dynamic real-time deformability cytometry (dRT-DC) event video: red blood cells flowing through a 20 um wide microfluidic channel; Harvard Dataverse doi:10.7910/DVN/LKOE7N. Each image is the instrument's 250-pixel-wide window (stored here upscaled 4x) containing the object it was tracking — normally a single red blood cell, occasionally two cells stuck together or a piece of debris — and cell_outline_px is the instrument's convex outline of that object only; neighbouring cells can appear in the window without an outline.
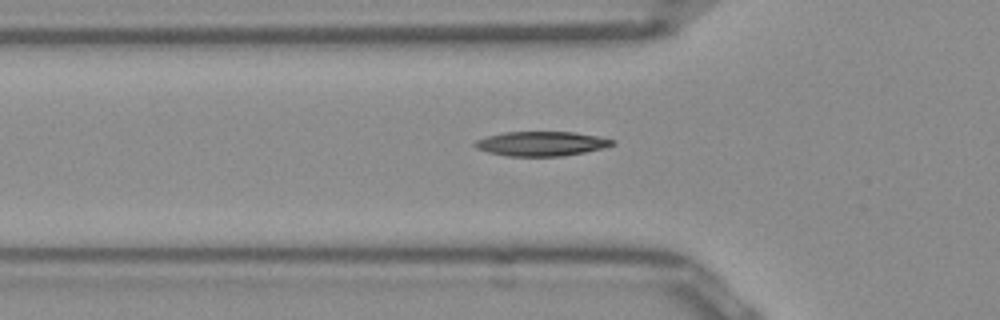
{"species": "Egyptian fruit bat (a non-hibernating species)", "species_latin": "Rousettus aegyptiacus", "temperature_condition": "room temperature", "stored_images_in_passage": 37, "camera_frame_rate_fps": 3000, "um_per_image_px": 0.085, "frame": {"image": 1, "passage_image": 7, "time_ms": 2.0, "image_size_px": [1000, 320], "cell_outline_px": [[616, 144], [604, 148], [564, 156], [508, 156], [488, 152], [476, 148], [472, 144], [476, 140], [488, 136], [504, 132], [576, 132], [616, 140]], "centroid_in_image_um": [46.03, 12.21], "position_along_channel_um": 79.8, "area_um2": 19.65}}
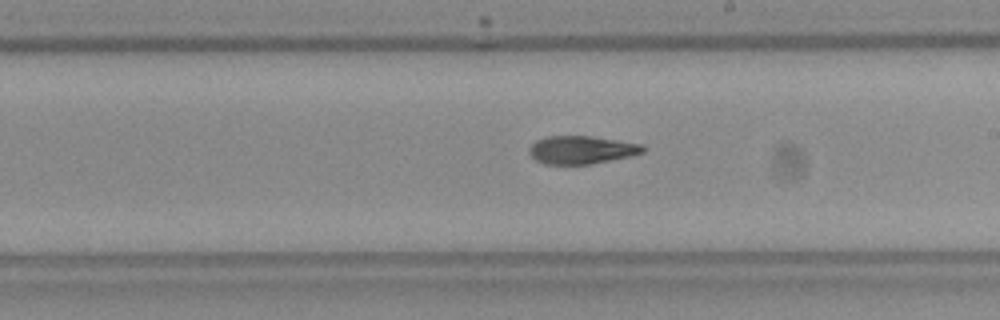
{"frame": {"image": 2, "passage_image": 19, "time_ms": 6.0, "image_size_px": [1000, 320], "cell_outline_px": [[644, 152], [632, 156], [592, 164], [544, 164], [536, 160], [528, 152], [528, 148], [536, 140], [548, 136], [592, 136], [640, 144], [644, 148]], "centroid_in_image_um": [49.41, 12.74], "position_along_channel_um": 239.6, "area_um2": 18.55}}
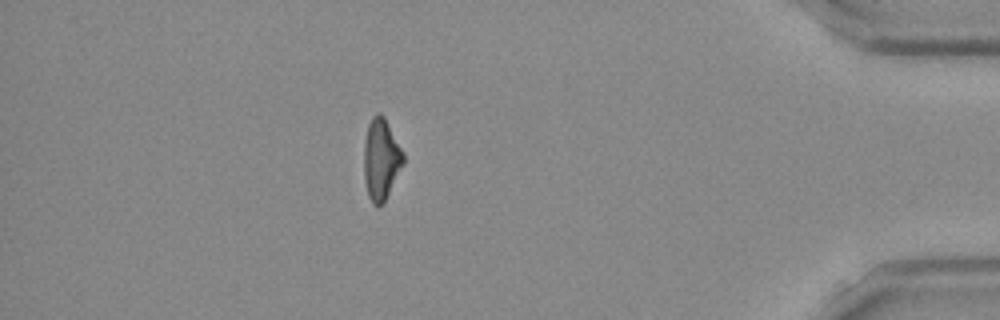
{"frame": {"image": 3, "passage_image": 35, "time_ms": 11.333, "image_size_px": [1000, 320], "cell_outline_px": [[404, 164], [384, 200], [380, 204], [372, 204], [368, 196], [364, 180], [364, 140], [368, 124], [372, 116], [376, 112], [380, 112], [384, 116], [404, 152]], "centroid_in_image_um": [32.38, 13.48], "position_along_channel_um": 402.8, "area_um2": 18.67}, "authors_computed_cell_mechanics": {"area_um2": 19.1318, "velocity_mm_per_s": 3.9658, "shape_relaxation_time_tau1_ms": 9.8087, "shape_relaxation_time_tau2_ms": 3.8217, "deformation_change_tau1": 0.2559, "deformation_change_tau2": 0.1231}}